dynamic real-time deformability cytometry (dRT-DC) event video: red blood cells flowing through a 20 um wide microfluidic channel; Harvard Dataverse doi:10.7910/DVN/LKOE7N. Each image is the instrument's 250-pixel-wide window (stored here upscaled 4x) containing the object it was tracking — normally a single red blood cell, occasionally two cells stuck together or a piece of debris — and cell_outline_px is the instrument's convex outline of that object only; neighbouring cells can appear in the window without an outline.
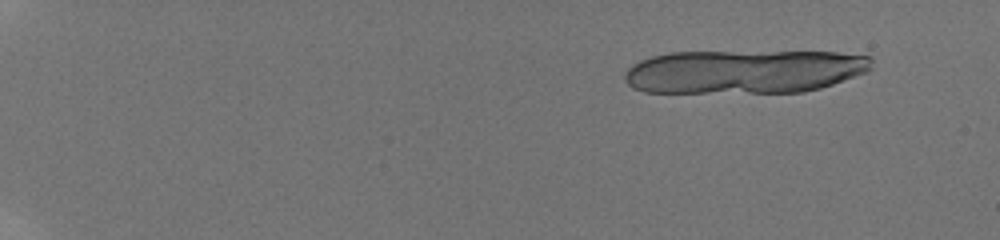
{"species": "human", "species_latin": "Homo sapiens", "temperature_condition": "room temperature", "stored_images_in_passage": 44, "camera_frame_rate_fps": 3000, "um_per_image_px": 0.085, "donor": {"sex": "male"}, "frame": {"image": 1, "passage_image": 5, "time_ms": 1.667, "image_size_px": [1000, 240], "cell_outline_px": [[872, 68], [868, 72], [820, 88], [804, 92], [644, 92], [632, 88], [624, 80], [624, 72], [632, 64], [640, 60], [652, 56], [668, 52], [836, 52], [872, 56]], "centroid_in_image_um": [63.25, 6.08], "position_along_channel_um": 21.8, "area_um2": 63.23}}
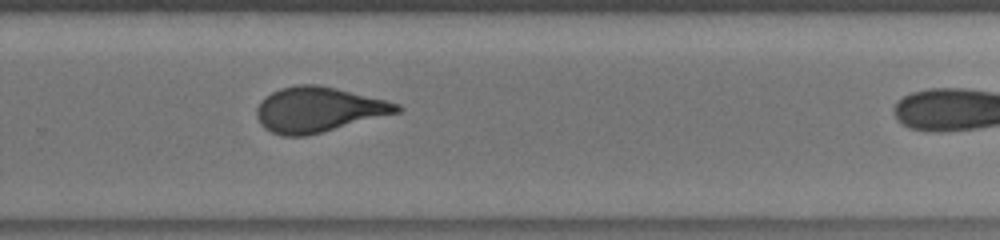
{"frame": {"image": 2, "passage_image": 39, "time_ms": 12.333, "image_size_px": [1000, 240], "cell_outline_px": [[404, 108], [400, 112], [304, 136], [284, 136], [272, 132], [264, 128], [260, 124], [256, 116], [256, 108], [260, 100], [272, 92], [280, 88], [296, 84], [320, 84], [400, 104]], "centroid_in_image_um": [27.02, 9.3], "position_along_channel_um": 302.8, "area_um2": 36.65}}
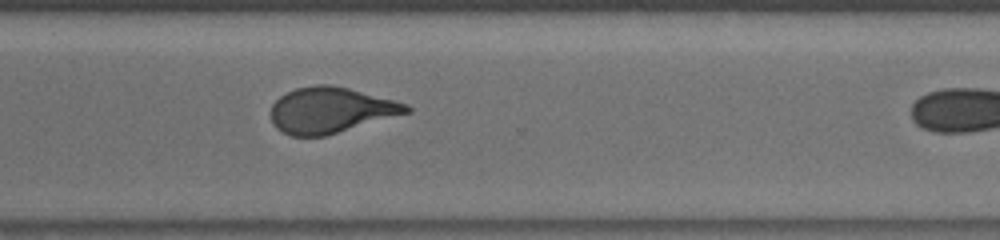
{"frame": {"image": 3, "passage_image": 43, "time_ms": 13.333, "image_size_px": [1000, 240], "cell_outline_px": [[412, 112], [324, 136], [292, 136], [276, 128], [272, 124], [272, 104], [280, 96], [296, 88], [316, 84], [328, 84], [348, 88], [408, 104], [412, 108]], "centroid_in_image_um": [28.12, 9.36], "position_along_channel_um": 342.5, "area_um2": 35.95}}